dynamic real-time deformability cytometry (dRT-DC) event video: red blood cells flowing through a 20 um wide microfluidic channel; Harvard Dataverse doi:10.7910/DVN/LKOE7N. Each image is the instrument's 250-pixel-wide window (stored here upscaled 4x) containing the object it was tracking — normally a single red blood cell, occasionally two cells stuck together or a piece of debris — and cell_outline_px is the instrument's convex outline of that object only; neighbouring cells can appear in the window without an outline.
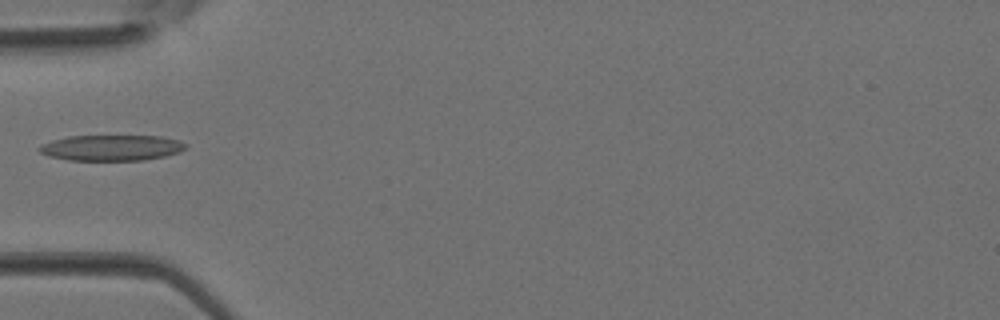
{"species": "Egyptian fruit bat (a non-hibernating species)", "species_latin": "Rousettus aegyptiacus", "temperature_condition": "room temperature", "stored_images_in_passage": 4, "camera_frame_rate_fps": 3000, "um_per_image_px": 0.085, "animal": {"sex": "female"}, "frame": {"image": 1, "passage_image": 4, "time_ms": 1.0, "image_size_px": [1000, 320], "cell_outline_px": [[188, 148], [180, 152], [164, 156], [144, 160], [68, 160], [48, 156], [40, 152], [36, 148], [40, 144], [52, 140], [68, 136], [160, 136], [180, 140], [188, 144]], "centroid_in_image_um": [9.48, 12.56], "position_along_channel_um": 75.5, "area_um2": 22.2}}